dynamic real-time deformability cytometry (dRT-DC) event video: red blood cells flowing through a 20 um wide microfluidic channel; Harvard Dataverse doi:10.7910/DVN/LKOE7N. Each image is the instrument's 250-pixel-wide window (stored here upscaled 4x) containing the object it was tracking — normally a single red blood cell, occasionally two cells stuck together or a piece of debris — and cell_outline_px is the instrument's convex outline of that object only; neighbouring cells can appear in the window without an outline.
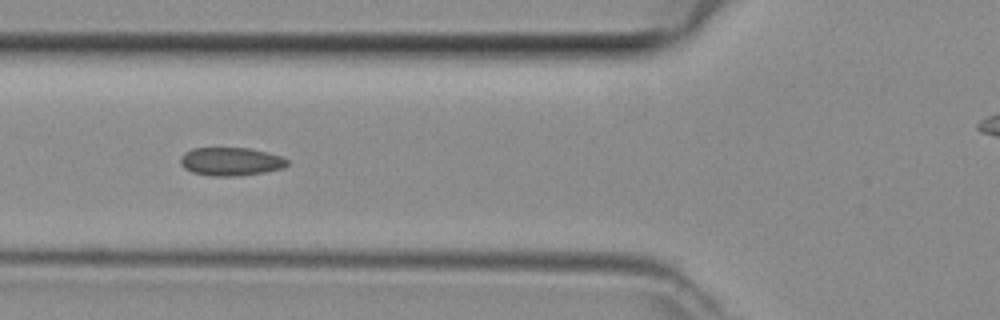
{"species": "common noctule bat (a hibernating species)", "species_latin": "Nyctalus noctula", "temperature_condition": "room temperature", "stored_images_in_passage": 4, "camera_frame_rate_fps": 3000, "um_per_image_px": 0.085, "animal": {"sex": "female", "body_mass_g": 29.2, "forearm_length_mm": 56.3}, "frame": {"image": 1, "passage_image": 4, "time_ms": 1.0, "image_size_px": [1000, 320], "cell_outline_px": [[288, 164], [284, 168], [264, 172], [240, 176], [212, 176], [192, 172], [184, 168], [180, 164], [180, 156], [184, 152], [192, 148], [248, 148], [268, 152], [280, 156], [288, 160]], "centroid_in_image_um": [19.6, 13.73], "position_along_channel_um": 106.2, "area_um2": 17.74}}